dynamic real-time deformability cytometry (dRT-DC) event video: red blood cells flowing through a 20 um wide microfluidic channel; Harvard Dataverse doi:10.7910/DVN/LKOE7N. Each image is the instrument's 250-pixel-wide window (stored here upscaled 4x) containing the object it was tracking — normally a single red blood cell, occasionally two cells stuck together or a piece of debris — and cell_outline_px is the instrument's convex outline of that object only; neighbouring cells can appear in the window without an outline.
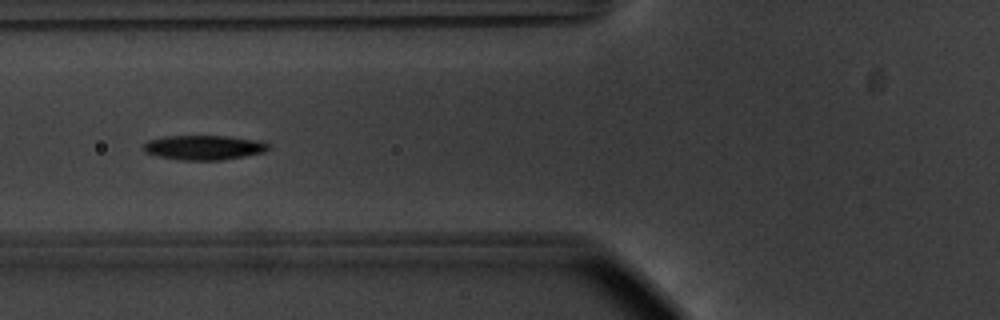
{"species": "common noctule bat (a hibernating species)", "species_latin": "Nyctalus noctula", "temperature_condition": "warm", "stored_images_in_passage": 41, "camera_frame_rate_fps": 3000, "um_per_image_px": 0.085, "animal": {"sex": "male", "body_mass_g": 20.1, "forearm_length_mm": 53.5}, "frame": {"image": 1, "passage_image": 7, "time_ms": 2.0, "image_size_px": [1000, 320], "cell_outline_px": [[272, 144], [264, 152], [244, 156], [220, 160], [176, 160], [156, 156], [144, 152], [144, 144], [148, 140], [168, 136], [228, 136], [260, 140]], "centroid_in_image_um": [17.34, 12.54], "position_along_channel_um": 108.5, "area_um2": 18.03}, "authors_computed_cell_mechanics": {"area_um2": 17.8024, "velocity_mm_per_s": 3.7118, "shape_relaxation_time_tau1_ms": 1.794, "shape_relaxation_time_tau2_ms": 5.7823, "deformation_change_tau1": 0.1557, "deformation_change_tau2": 0.0919}}